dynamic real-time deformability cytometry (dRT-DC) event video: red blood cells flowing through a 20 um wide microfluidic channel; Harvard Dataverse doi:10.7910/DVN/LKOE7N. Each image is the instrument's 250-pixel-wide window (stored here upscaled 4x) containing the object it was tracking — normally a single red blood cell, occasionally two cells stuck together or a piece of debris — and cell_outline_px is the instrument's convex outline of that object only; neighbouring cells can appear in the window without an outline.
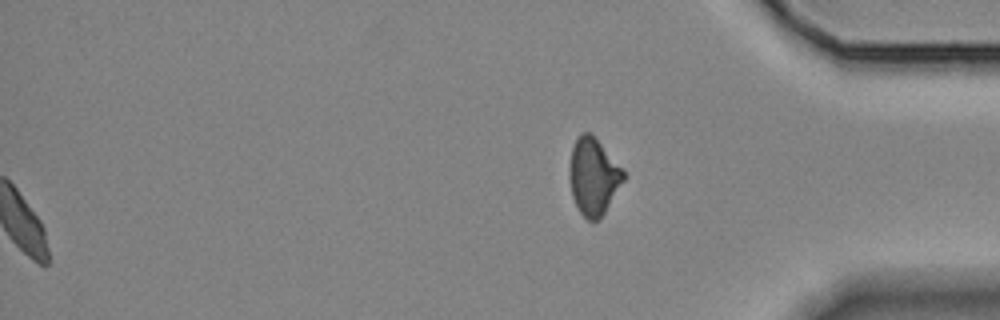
{"species": "Egyptian fruit bat (a non-hibernating species)", "species_latin": "Rousettus aegyptiacus", "temperature_condition": "room temperature", "stored_images_in_passage": 35, "segment_of_instrument_passage": [2, 2], "camera_frame_rate_fps": 3000, "um_per_image_px": 0.085, "animal": {"sex": "female"}, "frame": {"image": 1, "passage_image": 35, "time_ms": 11.333, "image_size_px": [1000, 320], "cell_outline_px": [[624, 180], [604, 212], [596, 220], [588, 220], [580, 212], [572, 196], [568, 180], [568, 168], [572, 148], [576, 136], [580, 132], [588, 132], [624, 168]], "centroid_in_image_um": [50.4, 14.97], "position_along_channel_um": 384.8, "area_um2": 24.04}}